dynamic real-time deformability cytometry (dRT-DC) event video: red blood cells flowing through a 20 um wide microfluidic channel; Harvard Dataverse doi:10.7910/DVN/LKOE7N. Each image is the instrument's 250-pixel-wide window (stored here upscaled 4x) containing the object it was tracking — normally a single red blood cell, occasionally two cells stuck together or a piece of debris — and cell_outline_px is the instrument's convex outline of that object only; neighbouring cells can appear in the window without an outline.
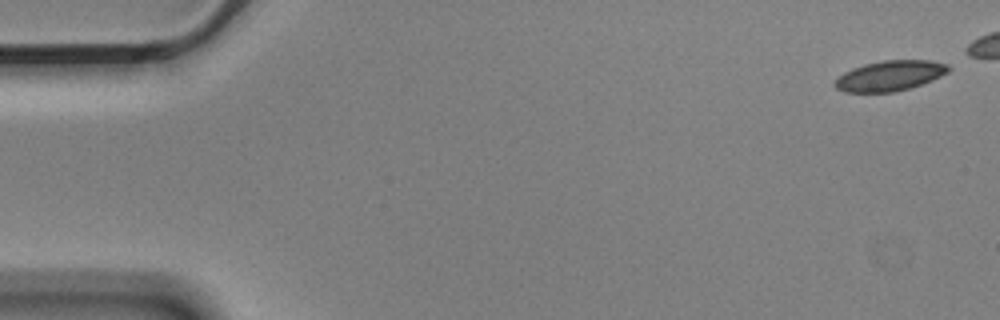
{"species": "Egyptian fruit bat (a non-hibernating species)", "species_latin": "Rousettus aegyptiacus", "temperature_condition": "cold", "stored_images_in_passage": 6, "camera_frame_rate_fps": 3000, "um_per_image_px": 0.085, "animal": {"sex": "male"}, "frame": {"image": 1, "passage_image": 1, "time_ms": 0.0, "image_size_px": [1000, 320], "cell_outline_px": [[952, 68], [948, 72], [932, 80], [908, 88], [892, 92], [844, 92], [836, 88], [832, 84], [844, 72], [852, 68], [864, 64], [884, 60], [928, 60], [948, 64]], "centroid_in_image_um": [75.63, 6.43], "position_along_channel_um": 9.4, "area_um2": 19.94}}